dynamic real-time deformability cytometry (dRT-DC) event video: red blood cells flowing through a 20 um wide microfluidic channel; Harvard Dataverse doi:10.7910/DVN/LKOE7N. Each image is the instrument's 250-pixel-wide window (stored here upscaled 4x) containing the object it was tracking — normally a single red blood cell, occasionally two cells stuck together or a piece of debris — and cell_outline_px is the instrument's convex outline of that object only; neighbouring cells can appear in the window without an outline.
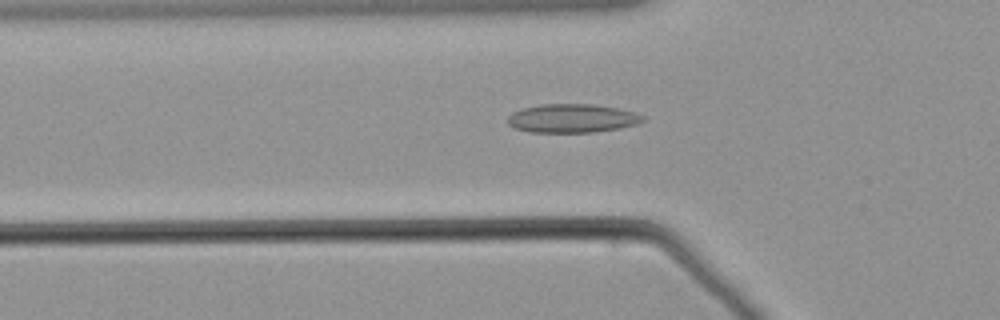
{"species": "common noctule bat (a hibernating species)", "species_latin": "Nyctalus noctula", "temperature_condition": "warm", "stored_images_in_passage": 36, "camera_frame_rate_fps": 3000, "um_per_image_px": 0.085, "animal": {"sex": "male", "body_mass_g": 21.5, "forearm_length_mm": 52.0}, "frame": {"image": 1, "passage_image": 6, "time_ms": 1.667, "image_size_px": [1000, 320], "cell_outline_px": [[644, 120], [636, 124], [620, 128], [596, 132], [528, 132], [512, 128], [508, 124], [508, 116], [512, 112], [520, 108], [540, 104], [592, 104], [620, 108], [644, 116]], "centroid_in_image_um": [48.58, 10.05], "position_along_channel_um": 77.2, "area_um2": 22.77}}
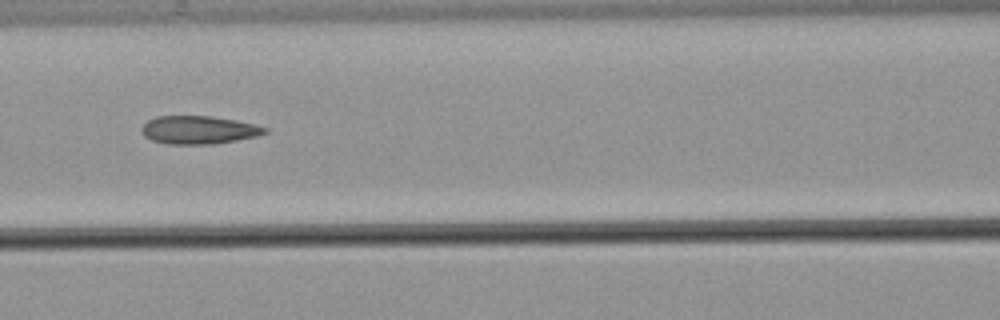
{"frame": {"image": 2, "passage_image": 12, "time_ms": 3.667, "image_size_px": [1000, 320], "cell_outline_px": [[268, 132], [256, 136], [236, 140], [212, 144], [164, 144], [152, 140], [144, 136], [140, 132], [140, 128], [148, 120], [156, 116], [212, 116], [236, 120], [268, 128]], "centroid_in_image_um": [16.84, 11.04], "position_along_channel_um": 149.8, "area_um2": 20.23}}
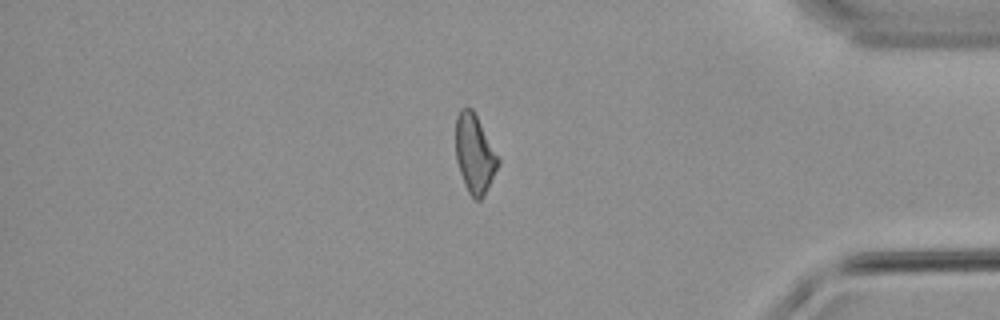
{"frame": {"image": 3, "passage_image": 35, "time_ms": 11.333, "image_size_px": [1000, 320], "cell_outline_px": [[500, 160], [480, 200], [476, 200], [468, 192], [464, 184], [456, 160], [456, 116], [460, 108], [472, 108]], "centroid_in_image_um": [40.3, 13.03], "position_along_channel_um": 394.9, "area_um2": 18.79}}